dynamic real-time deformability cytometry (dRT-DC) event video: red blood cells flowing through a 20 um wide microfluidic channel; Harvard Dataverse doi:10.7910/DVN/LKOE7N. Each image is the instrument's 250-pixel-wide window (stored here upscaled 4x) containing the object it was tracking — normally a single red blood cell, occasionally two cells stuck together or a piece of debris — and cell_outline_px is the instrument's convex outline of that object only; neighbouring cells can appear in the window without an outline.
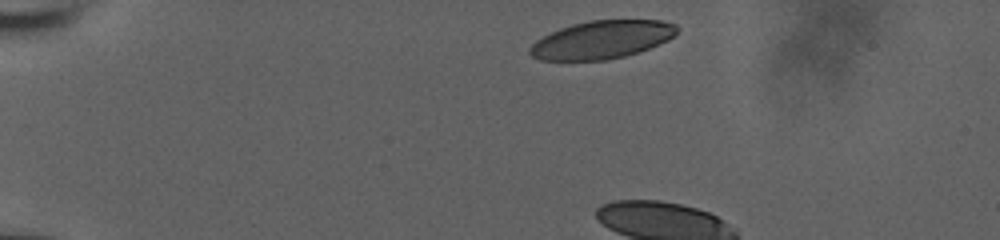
{"species": "human", "species_latin": "Homo sapiens", "temperature_condition": "room temperature", "stored_images_in_passage": 5, "camera_frame_rate_fps": 3000, "um_per_image_px": 0.085, "donor": {"sex": "male"}, "frame": {"image": 1, "passage_image": 1, "time_ms": 0.0, "image_size_px": [1000, 240], "cell_outline_px": [[680, 28], [676, 36], [668, 40], [648, 48], [624, 56], [608, 60], [540, 60], [532, 56], [528, 52], [528, 48], [536, 40], [560, 28], [572, 24], [588, 20], [660, 20], [676, 24]], "centroid_in_image_um": [51.17, 3.37], "position_along_channel_um": 33.8, "area_um2": 32.66}}